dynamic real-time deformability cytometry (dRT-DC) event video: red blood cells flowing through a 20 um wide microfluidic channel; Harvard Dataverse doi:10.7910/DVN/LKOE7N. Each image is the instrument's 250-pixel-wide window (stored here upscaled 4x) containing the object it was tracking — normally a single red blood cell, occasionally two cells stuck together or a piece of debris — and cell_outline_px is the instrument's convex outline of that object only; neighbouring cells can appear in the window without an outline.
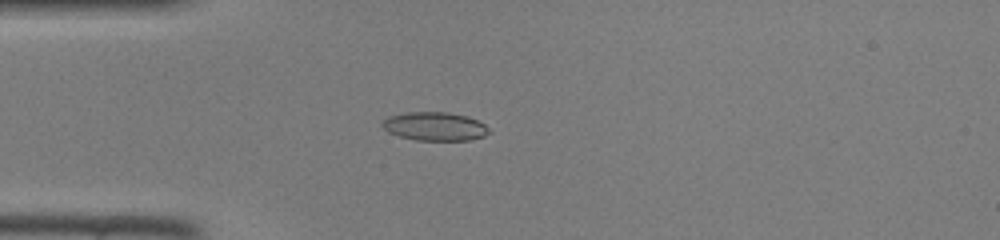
{"species": "common noctule bat (a hibernating species)", "species_latin": "Nyctalus noctula", "temperature_condition": "room temperature", "stored_images_in_passage": 35, "camera_frame_rate_fps": 3000, "um_per_image_px": 0.085, "animal": {"sex": "female", "body_mass_g": 22.0, "forearm_length_mm": 56.7}, "frame": {"image": 1, "passage_image": 1, "time_ms": 0.0, "image_size_px": [1000, 240], "cell_outline_px": [[492, 132], [484, 136], [468, 140], [416, 140], [400, 136], [388, 132], [380, 124], [388, 116], [404, 112], [448, 112], [468, 116], [484, 124]], "centroid_in_image_um": [36.95, 10.73], "position_along_channel_um": 48.0, "area_um2": 17.8}}
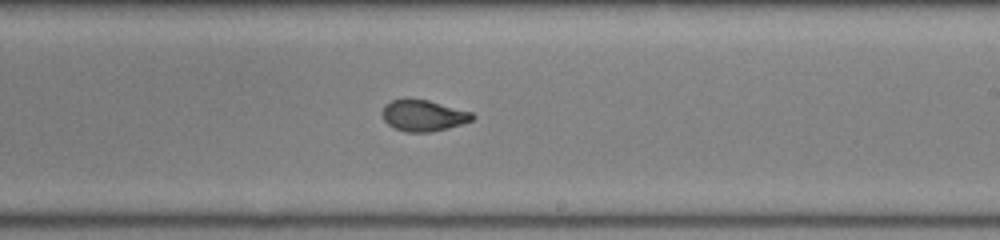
{"frame": {"image": 2, "passage_image": 16, "time_ms": 5.0, "image_size_px": [1000, 240], "cell_outline_px": [[476, 116], [472, 120], [448, 128], [428, 132], [404, 132], [388, 124], [384, 120], [380, 112], [384, 104], [392, 100], [428, 100], [472, 112]], "centroid_in_image_um": [35.97, 9.83], "position_along_channel_um": 253.0, "area_um2": 16.24}}
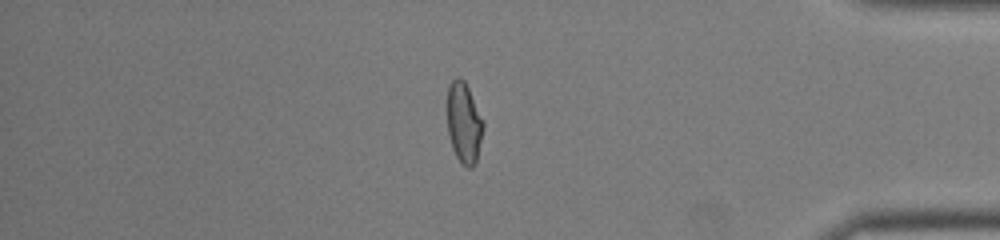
{"frame": {"image": 3, "passage_image": 28, "time_ms": 9.0, "image_size_px": [1000, 240], "cell_outline_px": [[484, 128], [476, 164], [472, 168], [468, 168], [456, 156], [452, 148], [448, 132], [448, 84], [456, 76], [460, 76], [464, 80], [484, 120]], "centroid_in_image_um": [39.45, 10.43], "position_along_channel_um": 395.7, "area_um2": 17.05}}